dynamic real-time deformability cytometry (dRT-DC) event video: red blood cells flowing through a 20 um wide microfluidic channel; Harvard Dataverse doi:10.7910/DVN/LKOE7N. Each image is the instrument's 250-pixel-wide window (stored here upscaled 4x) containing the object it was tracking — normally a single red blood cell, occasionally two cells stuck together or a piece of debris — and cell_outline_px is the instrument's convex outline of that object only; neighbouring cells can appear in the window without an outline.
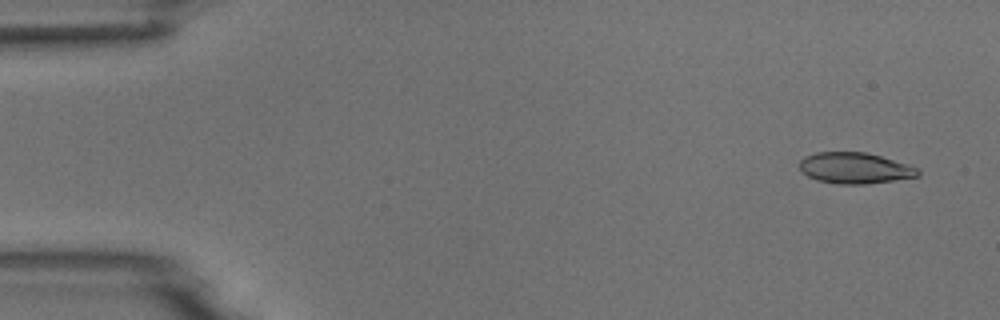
{"species": "common noctule bat (a hibernating species)", "species_latin": "Nyctalus noctula", "temperature_condition": "room temperature", "stored_images_in_passage": 5, "camera_frame_rate_fps": 3000, "um_per_image_px": 0.085, "animal": {"sex": "male", "body_mass_g": 18.8}, "frame": {"image": 1, "passage_image": 1, "time_ms": 0.0, "image_size_px": [1000, 320], "cell_outline_px": [[920, 176], [868, 184], [840, 184], [816, 180], [800, 172], [800, 160], [804, 156], [816, 152], [864, 152], [880, 156], [908, 164], [916, 168], [920, 172]], "centroid_in_image_um": [72.63, 14.29], "position_along_channel_um": 12.4, "area_um2": 21.44}}
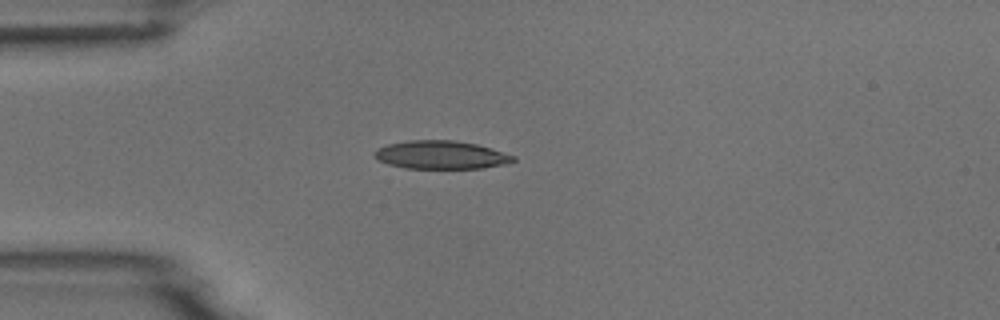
{"frame": {"image": 2, "passage_image": 4, "time_ms": 3.667, "image_size_px": [1000, 320], "cell_outline_px": [[516, 160], [504, 164], [484, 168], [404, 168], [388, 164], [380, 160], [372, 152], [376, 148], [388, 144], [408, 140], [452, 140], [476, 144], [492, 148], [516, 156]], "centroid_in_image_um": [37.49, 13.16], "position_along_channel_um": 47.5, "area_um2": 22.83}}